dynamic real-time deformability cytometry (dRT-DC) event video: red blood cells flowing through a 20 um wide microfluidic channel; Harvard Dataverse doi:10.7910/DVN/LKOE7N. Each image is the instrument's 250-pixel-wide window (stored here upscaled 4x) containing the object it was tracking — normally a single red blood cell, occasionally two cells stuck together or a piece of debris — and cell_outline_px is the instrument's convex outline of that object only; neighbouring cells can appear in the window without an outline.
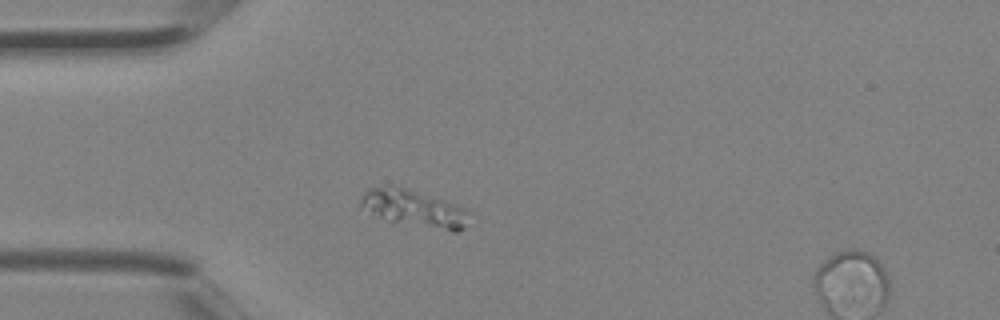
{"species": "Egyptian fruit bat (a non-hibernating species)", "species_latin": "Rousettus aegyptiacus", "temperature_condition": "room temperature", "stored_images_in_passage": 2, "segment_of_instrument_passage": [1, 2], "camera_frame_rate_fps": 3000, "um_per_image_px": 0.085, "animal": {"sex": "female"}, "frame": {"image": 1, "passage_image": 1, "time_ms": 0.0, "image_size_px": [1000, 320], "cell_outline_px": [[464, 228], [456, 232], [452, 232], [392, 220], [380, 216], [360, 208], [360, 200], [364, 192], [368, 188], [392, 184], [444, 200], [456, 204], [464, 208]], "centroid_in_image_um": [35.1, 17.67], "position_along_channel_um": 49.9, "area_um2": 22.54}}